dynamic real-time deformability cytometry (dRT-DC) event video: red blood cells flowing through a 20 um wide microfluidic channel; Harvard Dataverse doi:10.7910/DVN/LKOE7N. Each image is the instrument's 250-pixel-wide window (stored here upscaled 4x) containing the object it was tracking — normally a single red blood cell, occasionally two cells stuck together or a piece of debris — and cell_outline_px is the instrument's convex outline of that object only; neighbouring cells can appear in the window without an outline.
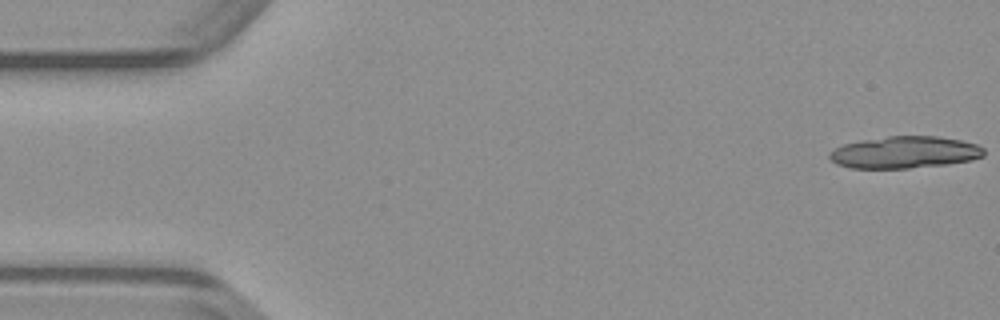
{"species": "common noctule bat (a hibernating species)", "species_latin": "Nyctalus noctula", "temperature_condition": "warm", "stored_images_in_passage": 19, "camera_frame_rate_fps": 3000, "um_per_image_px": 0.085, "animal": {"sex": "male", "body_mass_g": 23.1, "forearm_length_mm": 52.7}, "frame": {"image": 1, "passage_image": 1, "time_ms": 0.0, "image_size_px": [1000, 320], "cell_outline_px": [[984, 156], [972, 160], [948, 164], [908, 168], [852, 168], [836, 164], [828, 156], [828, 152], [844, 144], [860, 140], [888, 136], [936, 136], [960, 140], [976, 144], [984, 148]], "centroid_in_image_um": [76.9, 12.95], "position_along_channel_um": 8.1, "area_um2": 28.78}}